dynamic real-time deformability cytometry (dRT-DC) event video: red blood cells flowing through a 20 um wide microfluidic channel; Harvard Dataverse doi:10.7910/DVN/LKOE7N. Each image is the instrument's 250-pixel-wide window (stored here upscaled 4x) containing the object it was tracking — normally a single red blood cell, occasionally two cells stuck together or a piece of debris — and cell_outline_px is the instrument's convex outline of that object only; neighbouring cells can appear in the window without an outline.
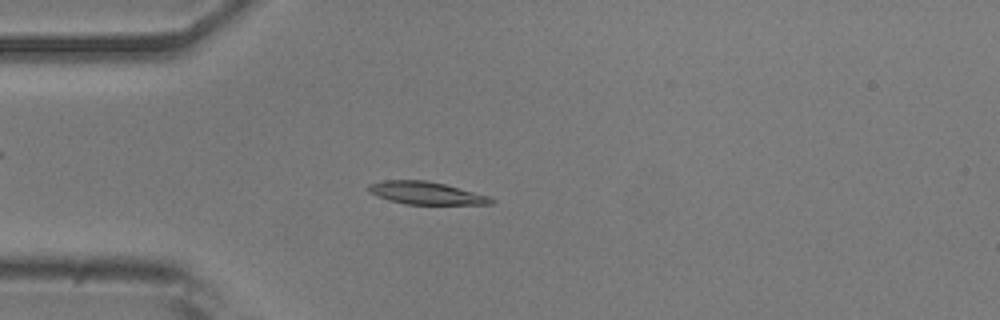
{"species": "common noctule bat (a hibernating species)", "species_latin": "Nyctalus noctula", "temperature_condition": "room temperature", "stored_images_in_passage": 54, "camera_frame_rate_fps": 3000, "um_per_image_px": 0.085, "animal": {"sex": "male", "body_mass_g": 20.5, "forearm_length_mm": 52.5}, "frame": {"image": 1, "passage_image": 14, "time_ms": 4.333, "image_size_px": [1000, 320], "cell_outline_px": [[496, 200], [492, 204], [404, 204], [388, 200], [376, 196], [368, 192], [368, 184], [384, 180], [424, 180], [444, 184], [488, 196]], "centroid_in_image_um": [36.16, 16.41], "position_along_channel_um": 48.8, "area_um2": 16.07}}
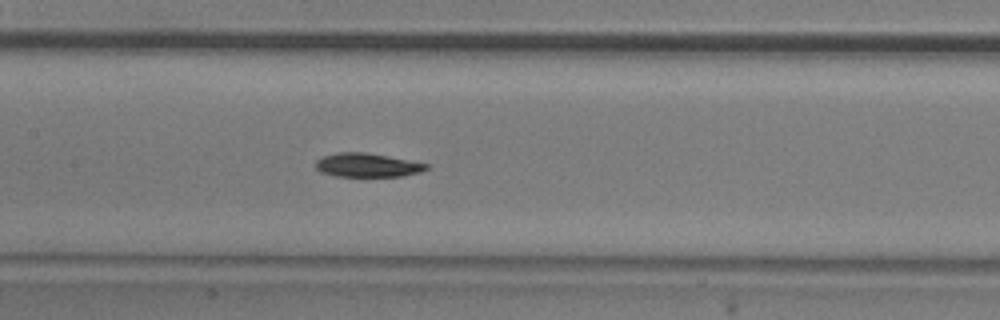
{"frame": {"image": 2, "passage_image": 25, "time_ms": 8.0, "image_size_px": [1000, 320], "cell_outline_px": [[428, 168], [420, 172], [404, 176], [336, 176], [320, 172], [312, 164], [320, 156], [336, 152], [364, 152], [388, 156], [428, 164]], "centroid_in_image_um": [31.14, 14.03], "position_along_channel_um": 176.3, "area_um2": 15.49}}
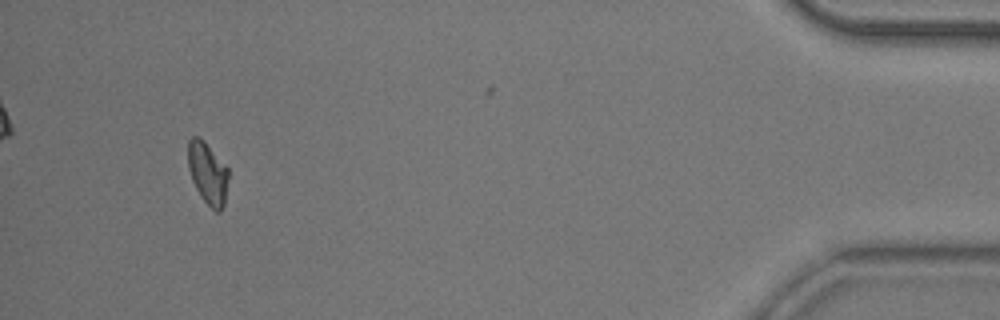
{"frame": {"image": 3, "passage_image": 50, "time_ms": 16.333, "image_size_px": [1000, 320], "cell_outline_px": [[228, 180], [224, 204], [220, 212], [216, 212], [200, 196], [192, 180], [188, 168], [188, 140], [192, 136], [200, 136], [204, 140], [228, 168]], "centroid_in_image_um": [17.65, 14.69], "position_along_channel_um": 417.6, "area_um2": 14.62}, "authors_computed_cell_mechanics": {"area_um2": 15.8372, "velocity_mm_per_s": 3.7703, "shape_relaxation_time_tau1_ms": 4.6735, "shape_relaxation_time_tau2_ms": null, "deformation_change_tau1": 0.1458, "deformation_change_tau2": null}}